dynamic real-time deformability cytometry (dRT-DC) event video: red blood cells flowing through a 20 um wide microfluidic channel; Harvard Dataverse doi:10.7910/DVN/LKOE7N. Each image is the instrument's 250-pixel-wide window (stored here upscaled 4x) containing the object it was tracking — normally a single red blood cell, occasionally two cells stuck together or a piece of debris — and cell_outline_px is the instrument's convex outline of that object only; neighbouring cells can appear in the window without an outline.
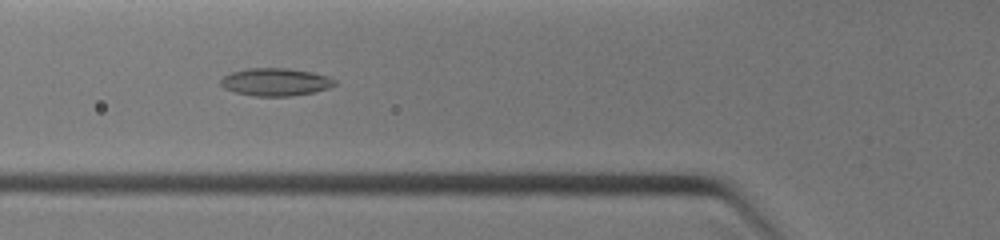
{"species": "common noctule bat (a hibernating species)", "species_latin": "Nyctalus noctula", "temperature_condition": "warm", "stored_images_in_passage": 13, "camera_frame_rate_fps": 3000, "um_per_image_px": 0.085, "animal": {"sex": "female", "body_mass_g": 19.0, "forearm_length_mm": 51.5}, "frame": {"image": 1, "passage_image": 11, "time_ms": 3.667, "image_size_px": [1000, 240], "cell_outline_px": [[340, 84], [328, 88], [312, 92], [292, 96], [252, 96], [236, 92], [224, 88], [220, 84], [220, 80], [224, 76], [232, 72], [248, 68], [288, 68], [312, 72], [328, 76], [336, 80]], "centroid_in_image_um": [23.45, 6.97], "position_along_channel_um": 102.4, "area_um2": 18.5}}
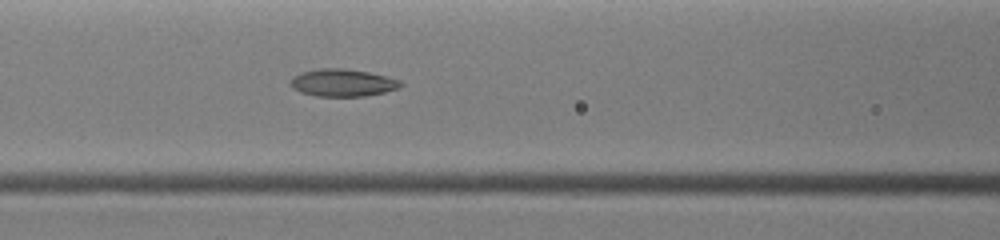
{"frame": {"image": 2, "passage_image": 13, "time_ms": 4.333, "image_size_px": [1000, 240], "cell_outline_px": [[404, 84], [400, 88], [384, 92], [364, 96], [316, 96], [300, 92], [292, 88], [288, 84], [292, 76], [300, 72], [320, 68], [344, 68], [368, 72], [388, 76], [400, 80]], "centroid_in_image_um": [29.1, 7.02], "position_along_channel_um": 137.5, "area_um2": 17.86}}